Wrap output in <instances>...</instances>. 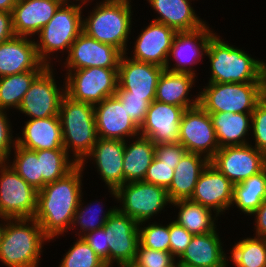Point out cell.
I'll return each mask as SVG.
<instances>
[{"instance_id": "cell-1", "label": "cell", "mask_w": 266, "mask_h": 267, "mask_svg": "<svg viewBox=\"0 0 266 267\" xmlns=\"http://www.w3.org/2000/svg\"><path fill=\"white\" fill-rule=\"evenodd\" d=\"M83 168L78 164L63 178L46 184L37 195L34 219L42 227L43 234L54 243L61 236L66 238L84 187ZM84 182V183H83Z\"/></svg>"}, {"instance_id": "cell-2", "label": "cell", "mask_w": 266, "mask_h": 267, "mask_svg": "<svg viewBox=\"0 0 266 267\" xmlns=\"http://www.w3.org/2000/svg\"><path fill=\"white\" fill-rule=\"evenodd\" d=\"M231 43L218 31L210 38L205 54L209 77L205 79L212 83L266 82V60Z\"/></svg>"}, {"instance_id": "cell-3", "label": "cell", "mask_w": 266, "mask_h": 267, "mask_svg": "<svg viewBox=\"0 0 266 267\" xmlns=\"http://www.w3.org/2000/svg\"><path fill=\"white\" fill-rule=\"evenodd\" d=\"M132 1L134 0H102L92 4L89 11H85L83 7V32L126 53L132 31L135 33L133 24L137 20L133 16L135 8Z\"/></svg>"}, {"instance_id": "cell-4", "label": "cell", "mask_w": 266, "mask_h": 267, "mask_svg": "<svg viewBox=\"0 0 266 267\" xmlns=\"http://www.w3.org/2000/svg\"><path fill=\"white\" fill-rule=\"evenodd\" d=\"M49 241L34 218H5L0 262L5 267H41L43 248Z\"/></svg>"}, {"instance_id": "cell-5", "label": "cell", "mask_w": 266, "mask_h": 267, "mask_svg": "<svg viewBox=\"0 0 266 267\" xmlns=\"http://www.w3.org/2000/svg\"><path fill=\"white\" fill-rule=\"evenodd\" d=\"M82 23L83 7L62 4L34 37L39 59L47 66L59 64L62 55L68 54L72 43L83 31Z\"/></svg>"}, {"instance_id": "cell-6", "label": "cell", "mask_w": 266, "mask_h": 267, "mask_svg": "<svg viewBox=\"0 0 266 267\" xmlns=\"http://www.w3.org/2000/svg\"><path fill=\"white\" fill-rule=\"evenodd\" d=\"M63 147L80 164L97 142L94 106L64 95L59 107Z\"/></svg>"}, {"instance_id": "cell-7", "label": "cell", "mask_w": 266, "mask_h": 267, "mask_svg": "<svg viewBox=\"0 0 266 267\" xmlns=\"http://www.w3.org/2000/svg\"><path fill=\"white\" fill-rule=\"evenodd\" d=\"M203 82L197 85L199 105L208 113H252L266 95V82Z\"/></svg>"}, {"instance_id": "cell-8", "label": "cell", "mask_w": 266, "mask_h": 267, "mask_svg": "<svg viewBox=\"0 0 266 267\" xmlns=\"http://www.w3.org/2000/svg\"><path fill=\"white\" fill-rule=\"evenodd\" d=\"M108 193L117 209L137 223L156 220L171 208L167 190L145 181L127 182Z\"/></svg>"}, {"instance_id": "cell-9", "label": "cell", "mask_w": 266, "mask_h": 267, "mask_svg": "<svg viewBox=\"0 0 266 267\" xmlns=\"http://www.w3.org/2000/svg\"><path fill=\"white\" fill-rule=\"evenodd\" d=\"M55 67L58 66H47L34 79L16 111L19 115L22 114L21 117L24 115L26 119H43L59 116V107L66 94V82L63 75H60L63 79L59 77Z\"/></svg>"}, {"instance_id": "cell-10", "label": "cell", "mask_w": 266, "mask_h": 267, "mask_svg": "<svg viewBox=\"0 0 266 267\" xmlns=\"http://www.w3.org/2000/svg\"><path fill=\"white\" fill-rule=\"evenodd\" d=\"M66 94L74 100L91 105L114 96L118 86V69L89 67L65 71Z\"/></svg>"}, {"instance_id": "cell-11", "label": "cell", "mask_w": 266, "mask_h": 267, "mask_svg": "<svg viewBox=\"0 0 266 267\" xmlns=\"http://www.w3.org/2000/svg\"><path fill=\"white\" fill-rule=\"evenodd\" d=\"M38 191L29 185L7 162H0V217L33 218Z\"/></svg>"}, {"instance_id": "cell-12", "label": "cell", "mask_w": 266, "mask_h": 267, "mask_svg": "<svg viewBox=\"0 0 266 267\" xmlns=\"http://www.w3.org/2000/svg\"><path fill=\"white\" fill-rule=\"evenodd\" d=\"M208 23L194 31L176 33L165 69L171 72L189 73L198 77L197 70L200 67L196 68V66L199 63L204 65L203 60H205L208 42L217 32Z\"/></svg>"}, {"instance_id": "cell-13", "label": "cell", "mask_w": 266, "mask_h": 267, "mask_svg": "<svg viewBox=\"0 0 266 267\" xmlns=\"http://www.w3.org/2000/svg\"><path fill=\"white\" fill-rule=\"evenodd\" d=\"M145 23L147 26L146 24L141 26V31L136 33L138 34L136 38L132 32L133 41H130L125 54L134 60L165 68L177 32L165 24L152 20Z\"/></svg>"}, {"instance_id": "cell-14", "label": "cell", "mask_w": 266, "mask_h": 267, "mask_svg": "<svg viewBox=\"0 0 266 267\" xmlns=\"http://www.w3.org/2000/svg\"><path fill=\"white\" fill-rule=\"evenodd\" d=\"M178 142L187 152L203 155L209 161L220 149L211 116L200 105L184 111Z\"/></svg>"}, {"instance_id": "cell-15", "label": "cell", "mask_w": 266, "mask_h": 267, "mask_svg": "<svg viewBox=\"0 0 266 267\" xmlns=\"http://www.w3.org/2000/svg\"><path fill=\"white\" fill-rule=\"evenodd\" d=\"M124 149V140L98 138L91 152L79 165L85 171L88 169L87 166L90 167L92 164V168L88 170L97 172L99 176L97 178H100L101 183H104L105 187L103 186V188L117 190L124 184Z\"/></svg>"}, {"instance_id": "cell-16", "label": "cell", "mask_w": 266, "mask_h": 267, "mask_svg": "<svg viewBox=\"0 0 266 267\" xmlns=\"http://www.w3.org/2000/svg\"><path fill=\"white\" fill-rule=\"evenodd\" d=\"M122 55L119 49L101 43L82 31L58 65L63 72L89 67L118 69Z\"/></svg>"}, {"instance_id": "cell-17", "label": "cell", "mask_w": 266, "mask_h": 267, "mask_svg": "<svg viewBox=\"0 0 266 267\" xmlns=\"http://www.w3.org/2000/svg\"><path fill=\"white\" fill-rule=\"evenodd\" d=\"M103 228L109 245V264L130 267L139 245V223L117 209Z\"/></svg>"}, {"instance_id": "cell-18", "label": "cell", "mask_w": 266, "mask_h": 267, "mask_svg": "<svg viewBox=\"0 0 266 267\" xmlns=\"http://www.w3.org/2000/svg\"><path fill=\"white\" fill-rule=\"evenodd\" d=\"M234 185L266 167V155L251 144L220 148L210 160Z\"/></svg>"}, {"instance_id": "cell-19", "label": "cell", "mask_w": 266, "mask_h": 267, "mask_svg": "<svg viewBox=\"0 0 266 267\" xmlns=\"http://www.w3.org/2000/svg\"><path fill=\"white\" fill-rule=\"evenodd\" d=\"M233 192L234 184L209 162L201 172L190 200L223 218L230 212Z\"/></svg>"}, {"instance_id": "cell-20", "label": "cell", "mask_w": 266, "mask_h": 267, "mask_svg": "<svg viewBox=\"0 0 266 267\" xmlns=\"http://www.w3.org/2000/svg\"><path fill=\"white\" fill-rule=\"evenodd\" d=\"M165 68L121 56L118 67V86L129 91L130 96L145 97L151 103L155 101L158 80Z\"/></svg>"}, {"instance_id": "cell-21", "label": "cell", "mask_w": 266, "mask_h": 267, "mask_svg": "<svg viewBox=\"0 0 266 267\" xmlns=\"http://www.w3.org/2000/svg\"><path fill=\"white\" fill-rule=\"evenodd\" d=\"M186 109L159 101L150 103L144 123L139 128V135L149 138L155 145L177 143L180 122Z\"/></svg>"}, {"instance_id": "cell-22", "label": "cell", "mask_w": 266, "mask_h": 267, "mask_svg": "<svg viewBox=\"0 0 266 267\" xmlns=\"http://www.w3.org/2000/svg\"><path fill=\"white\" fill-rule=\"evenodd\" d=\"M94 112L98 138L126 141L139 136V127L115 95L94 105Z\"/></svg>"}, {"instance_id": "cell-23", "label": "cell", "mask_w": 266, "mask_h": 267, "mask_svg": "<svg viewBox=\"0 0 266 267\" xmlns=\"http://www.w3.org/2000/svg\"><path fill=\"white\" fill-rule=\"evenodd\" d=\"M47 67L38 57L34 38L15 36L0 43V77Z\"/></svg>"}, {"instance_id": "cell-24", "label": "cell", "mask_w": 266, "mask_h": 267, "mask_svg": "<svg viewBox=\"0 0 266 267\" xmlns=\"http://www.w3.org/2000/svg\"><path fill=\"white\" fill-rule=\"evenodd\" d=\"M220 228L206 234L193 235L189 245L177 259L179 265L193 267H228L226 243ZM225 243V244H224ZM225 246V247H224Z\"/></svg>"}, {"instance_id": "cell-25", "label": "cell", "mask_w": 266, "mask_h": 267, "mask_svg": "<svg viewBox=\"0 0 266 267\" xmlns=\"http://www.w3.org/2000/svg\"><path fill=\"white\" fill-rule=\"evenodd\" d=\"M152 9V21L165 24L176 32H189L200 29L205 20L195 10L197 0H144ZM193 1V3H192ZM195 7H194V6Z\"/></svg>"}, {"instance_id": "cell-26", "label": "cell", "mask_w": 266, "mask_h": 267, "mask_svg": "<svg viewBox=\"0 0 266 267\" xmlns=\"http://www.w3.org/2000/svg\"><path fill=\"white\" fill-rule=\"evenodd\" d=\"M62 4L60 0H17L12 11L16 36L34 38Z\"/></svg>"}, {"instance_id": "cell-27", "label": "cell", "mask_w": 266, "mask_h": 267, "mask_svg": "<svg viewBox=\"0 0 266 267\" xmlns=\"http://www.w3.org/2000/svg\"><path fill=\"white\" fill-rule=\"evenodd\" d=\"M198 78L189 73L171 72L164 69L158 80L155 100L185 109L196 107L199 105V89L195 90V86L198 80L201 81Z\"/></svg>"}, {"instance_id": "cell-28", "label": "cell", "mask_w": 266, "mask_h": 267, "mask_svg": "<svg viewBox=\"0 0 266 267\" xmlns=\"http://www.w3.org/2000/svg\"><path fill=\"white\" fill-rule=\"evenodd\" d=\"M25 120L17 133L18 146L33 151L64 149L59 116Z\"/></svg>"}, {"instance_id": "cell-29", "label": "cell", "mask_w": 266, "mask_h": 267, "mask_svg": "<svg viewBox=\"0 0 266 267\" xmlns=\"http://www.w3.org/2000/svg\"><path fill=\"white\" fill-rule=\"evenodd\" d=\"M170 210H176L171 219L193 235L211 233L221 228L223 221H218L221 218L214 211L190 199L172 202Z\"/></svg>"}, {"instance_id": "cell-30", "label": "cell", "mask_w": 266, "mask_h": 267, "mask_svg": "<svg viewBox=\"0 0 266 267\" xmlns=\"http://www.w3.org/2000/svg\"><path fill=\"white\" fill-rule=\"evenodd\" d=\"M210 161L203 155L187 152L174 169L173 180L167 189L170 202L190 199L198 178Z\"/></svg>"}, {"instance_id": "cell-31", "label": "cell", "mask_w": 266, "mask_h": 267, "mask_svg": "<svg viewBox=\"0 0 266 267\" xmlns=\"http://www.w3.org/2000/svg\"><path fill=\"white\" fill-rule=\"evenodd\" d=\"M219 148L249 144L252 113H209Z\"/></svg>"}, {"instance_id": "cell-32", "label": "cell", "mask_w": 266, "mask_h": 267, "mask_svg": "<svg viewBox=\"0 0 266 267\" xmlns=\"http://www.w3.org/2000/svg\"><path fill=\"white\" fill-rule=\"evenodd\" d=\"M154 157L155 144L149 138L139 135L126 140L123 160L124 184L143 181Z\"/></svg>"}, {"instance_id": "cell-33", "label": "cell", "mask_w": 266, "mask_h": 267, "mask_svg": "<svg viewBox=\"0 0 266 267\" xmlns=\"http://www.w3.org/2000/svg\"><path fill=\"white\" fill-rule=\"evenodd\" d=\"M83 195H86V192L82 193L72 226L67 235H73L75 233L73 236L81 237L89 231L102 228L108 218L117 210V205L114 204L108 208L106 205L107 198L105 196V200H100L96 197L95 200L91 199L88 201L85 198L84 201ZM103 201H105V203Z\"/></svg>"}, {"instance_id": "cell-34", "label": "cell", "mask_w": 266, "mask_h": 267, "mask_svg": "<svg viewBox=\"0 0 266 267\" xmlns=\"http://www.w3.org/2000/svg\"><path fill=\"white\" fill-rule=\"evenodd\" d=\"M266 199V167L256 175H253L241 183L234 185L233 202L230 210L248 217ZM241 212V213H239ZM246 217V218H245Z\"/></svg>"}, {"instance_id": "cell-35", "label": "cell", "mask_w": 266, "mask_h": 267, "mask_svg": "<svg viewBox=\"0 0 266 267\" xmlns=\"http://www.w3.org/2000/svg\"><path fill=\"white\" fill-rule=\"evenodd\" d=\"M239 237L230 245L227 255L228 267H266V238L251 234ZM251 235V236H250ZM230 254V255H229Z\"/></svg>"}, {"instance_id": "cell-36", "label": "cell", "mask_w": 266, "mask_h": 267, "mask_svg": "<svg viewBox=\"0 0 266 267\" xmlns=\"http://www.w3.org/2000/svg\"><path fill=\"white\" fill-rule=\"evenodd\" d=\"M41 72L27 71L0 77V110L16 115L15 112L20 107L24 95Z\"/></svg>"}, {"instance_id": "cell-37", "label": "cell", "mask_w": 266, "mask_h": 267, "mask_svg": "<svg viewBox=\"0 0 266 267\" xmlns=\"http://www.w3.org/2000/svg\"><path fill=\"white\" fill-rule=\"evenodd\" d=\"M40 174L43 176V187L72 171L78 164L65 149L38 150Z\"/></svg>"}, {"instance_id": "cell-38", "label": "cell", "mask_w": 266, "mask_h": 267, "mask_svg": "<svg viewBox=\"0 0 266 267\" xmlns=\"http://www.w3.org/2000/svg\"><path fill=\"white\" fill-rule=\"evenodd\" d=\"M16 173L37 191L43 188V176L40 174V160L33 150L16 144L6 161Z\"/></svg>"}, {"instance_id": "cell-39", "label": "cell", "mask_w": 266, "mask_h": 267, "mask_svg": "<svg viewBox=\"0 0 266 267\" xmlns=\"http://www.w3.org/2000/svg\"><path fill=\"white\" fill-rule=\"evenodd\" d=\"M73 238V244L64 250L58 267H101L105 263L82 237Z\"/></svg>"}, {"instance_id": "cell-40", "label": "cell", "mask_w": 266, "mask_h": 267, "mask_svg": "<svg viewBox=\"0 0 266 267\" xmlns=\"http://www.w3.org/2000/svg\"><path fill=\"white\" fill-rule=\"evenodd\" d=\"M166 219L139 223V244L142 247L170 252L169 218Z\"/></svg>"}, {"instance_id": "cell-41", "label": "cell", "mask_w": 266, "mask_h": 267, "mask_svg": "<svg viewBox=\"0 0 266 267\" xmlns=\"http://www.w3.org/2000/svg\"><path fill=\"white\" fill-rule=\"evenodd\" d=\"M249 144L266 155V95L252 112Z\"/></svg>"}, {"instance_id": "cell-42", "label": "cell", "mask_w": 266, "mask_h": 267, "mask_svg": "<svg viewBox=\"0 0 266 267\" xmlns=\"http://www.w3.org/2000/svg\"><path fill=\"white\" fill-rule=\"evenodd\" d=\"M115 96L121 101L131 120L140 128L144 123L150 103L145 97L130 96V92L117 88Z\"/></svg>"}, {"instance_id": "cell-43", "label": "cell", "mask_w": 266, "mask_h": 267, "mask_svg": "<svg viewBox=\"0 0 266 267\" xmlns=\"http://www.w3.org/2000/svg\"><path fill=\"white\" fill-rule=\"evenodd\" d=\"M12 116L11 112L0 110V162L8 160L17 144V133L13 131L15 129H13Z\"/></svg>"}, {"instance_id": "cell-44", "label": "cell", "mask_w": 266, "mask_h": 267, "mask_svg": "<svg viewBox=\"0 0 266 267\" xmlns=\"http://www.w3.org/2000/svg\"><path fill=\"white\" fill-rule=\"evenodd\" d=\"M175 260L170 252L145 248L139 244L136 258L130 267H166Z\"/></svg>"}, {"instance_id": "cell-45", "label": "cell", "mask_w": 266, "mask_h": 267, "mask_svg": "<svg viewBox=\"0 0 266 267\" xmlns=\"http://www.w3.org/2000/svg\"><path fill=\"white\" fill-rule=\"evenodd\" d=\"M173 175L174 165H167L155 156L147 169L143 181L163 187L167 190L173 180Z\"/></svg>"}, {"instance_id": "cell-46", "label": "cell", "mask_w": 266, "mask_h": 267, "mask_svg": "<svg viewBox=\"0 0 266 267\" xmlns=\"http://www.w3.org/2000/svg\"><path fill=\"white\" fill-rule=\"evenodd\" d=\"M170 253L177 260L189 245L193 234L171 219L169 214Z\"/></svg>"}, {"instance_id": "cell-47", "label": "cell", "mask_w": 266, "mask_h": 267, "mask_svg": "<svg viewBox=\"0 0 266 267\" xmlns=\"http://www.w3.org/2000/svg\"><path fill=\"white\" fill-rule=\"evenodd\" d=\"M187 150L179 143H161L155 145V156L167 165L179 164Z\"/></svg>"}, {"instance_id": "cell-48", "label": "cell", "mask_w": 266, "mask_h": 267, "mask_svg": "<svg viewBox=\"0 0 266 267\" xmlns=\"http://www.w3.org/2000/svg\"><path fill=\"white\" fill-rule=\"evenodd\" d=\"M81 237L105 263L109 264V245L103 227L89 231Z\"/></svg>"}, {"instance_id": "cell-49", "label": "cell", "mask_w": 266, "mask_h": 267, "mask_svg": "<svg viewBox=\"0 0 266 267\" xmlns=\"http://www.w3.org/2000/svg\"><path fill=\"white\" fill-rule=\"evenodd\" d=\"M248 218L247 221L252 220L250 223L254 225L251 230V232H254L253 235L255 237L266 238V199Z\"/></svg>"}, {"instance_id": "cell-50", "label": "cell", "mask_w": 266, "mask_h": 267, "mask_svg": "<svg viewBox=\"0 0 266 267\" xmlns=\"http://www.w3.org/2000/svg\"><path fill=\"white\" fill-rule=\"evenodd\" d=\"M15 36L12 12L0 11V43Z\"/></svg>"}, {"instance_id": "cell-51", "label": "cell", "mask_w": 266, "mask_h": 267, "mask_svg": "<svg viewBox=\"0 0 266 267\" xmlns=\"http://www.w3.org/2000/svg\"><path fill=\"white\" fill-rule=\"evenodd\" d=\"M63 4H69V5H78L80 7H85V9H88V5H92L94 4L95 2H99V1H102V0H60Z\"/></svg>"}, {"instance_id": "cell-52", "label": "cell", "mask_w": 266, "mask_h": 267, "mask_svg": "<svg viewBox=\"0 0 266 267\" xmlns=\"http://www.w3.org/2000/svg\"><path fill=\"white\" fill-rule=\"evenodd\" d=\"M17 0H0V11L12 12Z\"/></svg>"}, {"instance_id": "cell-53", "label": "cell", "mask_w": 266, "mask_h": 267, "mask_svg": "<svg viewBox=\"0 0 266 267\" xmlns=\"http://www.w3.org/2000/svg\"><path fill=\"white\" fill-rule=\"evenodd\" d=\"M4 229H5V218L0 217V244L4 233Z\"/></svg>"}, {"instance_id": "cell-54", "label": "cell", "mask_w": 266, "mask_h": 267, "mask_svg": "<svg viewBox=\"0 0 266 267\" xmlns=\"http://www.w3.org/2000/svg\"><path fill=\"white\" fill-rule=\"evenodd\" d=\"M123 267V266H120V265H116V264H108V263H104L101 267Z\"/></svg>"}, {"instance_id": "cell-55", "label": "cell", "mask_w": 266, "mask_h": 267, "mask_svg": "<svg viewBox=\"0 0 266 267\" xmlns=\"http://www.w3.org/2000/svg\"><path fill=\"white\" fill-rule=\"evenodd\" d=\"M166 267H180V265L178 264L177 260H175L170 266Z\"/></svg>"}, {"instance_id": "cell-56", "label": "cell", "mask_w": 266, "mask_h": 267, "mask_svg": "<svg viewBox=\"0 0 266 267\" xmlns=\"http://www.w3.org/2000/svg\"><path fill=\"white\" fill-rule=\"evenodd\" d=\"M180 267H193V266L180 265Z\"/></svg>"}]
</instances>
